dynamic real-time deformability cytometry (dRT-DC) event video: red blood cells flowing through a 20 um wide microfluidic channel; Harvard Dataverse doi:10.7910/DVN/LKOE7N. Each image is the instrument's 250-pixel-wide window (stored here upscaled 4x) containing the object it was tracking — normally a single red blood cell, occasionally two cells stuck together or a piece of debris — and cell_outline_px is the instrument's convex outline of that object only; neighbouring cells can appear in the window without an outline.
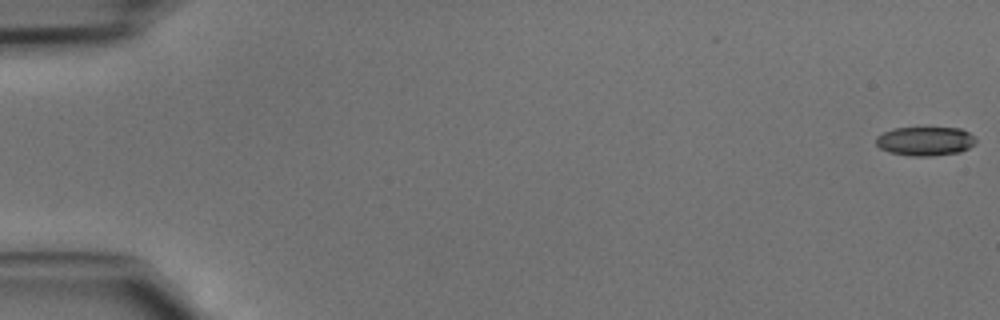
{"species": "common noctule bat (a hibernating species)", "species_latin": "Nyctalus noctula", "temperature_condition": "cold", "stored_images_in_passage": 42, "camera_frame_rate_fps": 3000, "um_per_image_px": 0.085, "animal": {"sex": "male", "body_mass_g": 15.6}, "frame": {"image": 1, "passage_image": 1, "time_ms": 0.0, "image_size_px": [1000, 320], "cell_outline_px": [[976, 144], [960, 152], [928, 156], [912, 156], [888, 152], [880, 148], [876, 144], [876, 136], [892, 128], [960, 128], [968, 132], [976, 140]], "centroid_in_image_um": [78.62, 12.0], "position_along_channel_um": 6.4, "area_um2": 16.82}}
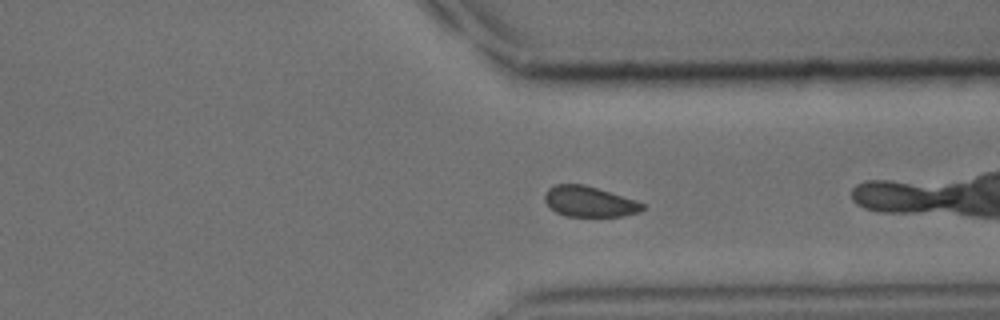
{"frame": {"image": 2, "passage_image": 30, "time_ms": 9.667, "image_size_px": [1000, 320], "cell_outline_px": [[644, 208], [640, 212], [624, 216], [564, 216], [556, 212], [544, 200], [544, 192], [548, 188], [556, 184], [584, 184], [644, 204]], "centroid_in_image_um": [50.04, 17.14], "position_along_channel_um": 361.4, "area_um2": 17.11}}